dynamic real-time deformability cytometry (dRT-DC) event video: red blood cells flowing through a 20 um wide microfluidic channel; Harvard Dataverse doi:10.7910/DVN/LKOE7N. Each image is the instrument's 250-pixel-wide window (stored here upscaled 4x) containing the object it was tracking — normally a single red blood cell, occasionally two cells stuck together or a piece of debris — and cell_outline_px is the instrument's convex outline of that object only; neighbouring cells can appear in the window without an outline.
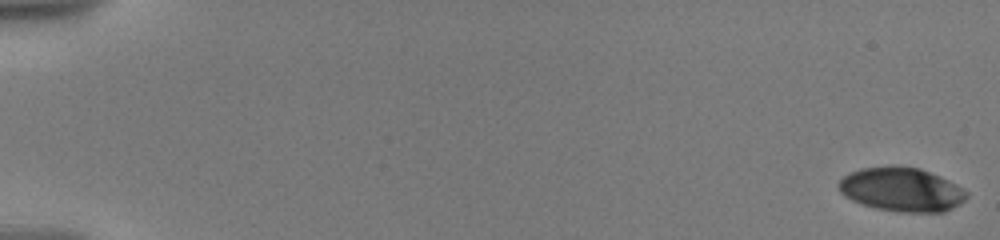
{"species": "human", "species_latin": "Homo sapiens", "temperature_condition": "warm", "stored_images_in_passage": 33, "camera_frame_rate_fps": 3000, "um_per_image_px": 0.085, "donor": {"sex": "male"}, "frame": {"image": 1, "passage_image": 1, "time_ms": 0.0, "image_size_px": [1000, 240], "cell_outline_px": [[968, 196], [964, 200], [952, 208], [944, 212], [908, 212], [880, 208], [864, 204], [852, 200], [840, 192], [836, 184], [848, 172], [860, 168], [892, 164], [896, 164], [920, 168], [940, 176], [956, 184], [968, 192]], "centroid_in_image_um": [76.62, 16.06], "position_along_channel_um": 8.4, "area_um2": 32.89}}
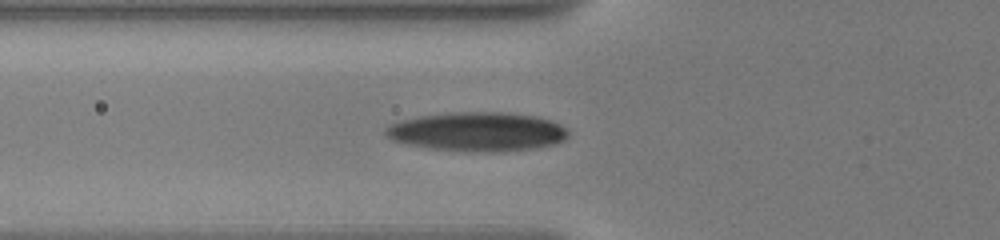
{"frame": {"image": 2, "passage_image": 22, "time_ms": 7.333, "image_size_px": [1000, 240], "cell_outline_px": [[568, 136], [564, 140], [556, 144], [536, 148], [504, 152], [468, 152], [432, 148], [412, 144], [396, 140], [388, 136], [384, 132], [388, 124], [420, 116], [448, 112], [504, 112], [536, 116], [552, 120], [560, 124], [568, 132]], "centroid_in_image_um": [40.65, 11.19], "position_along_channel_um": 85.1, "area_um2": 41.62}}
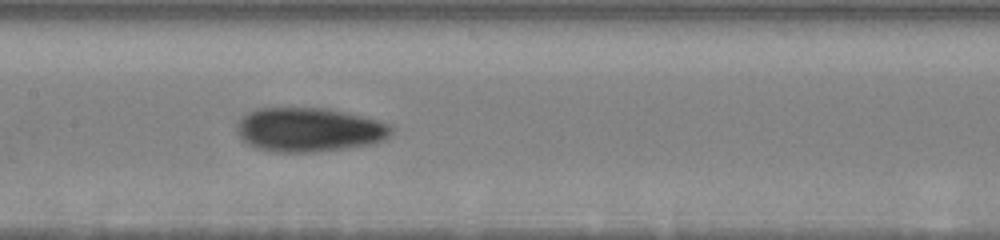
{"frame": {"image": 3, "passage_image": 32, "time_ms": 10.0, "image_size_px": [1000, 240], "cell_outline_px": [[392, 132], [384, 140], [372, 144], [348, 148], [312, 152], [280, 152], [256, 148], [244, 140], [240, 136], [236, 128], [240, 120], [248, 112], [256, 108], [328, 108], [392, 124]], "centroid_in_image_um": [26.29, 11.03], "position_along_channel_um": 181.1, "area_um2": 39.48}}